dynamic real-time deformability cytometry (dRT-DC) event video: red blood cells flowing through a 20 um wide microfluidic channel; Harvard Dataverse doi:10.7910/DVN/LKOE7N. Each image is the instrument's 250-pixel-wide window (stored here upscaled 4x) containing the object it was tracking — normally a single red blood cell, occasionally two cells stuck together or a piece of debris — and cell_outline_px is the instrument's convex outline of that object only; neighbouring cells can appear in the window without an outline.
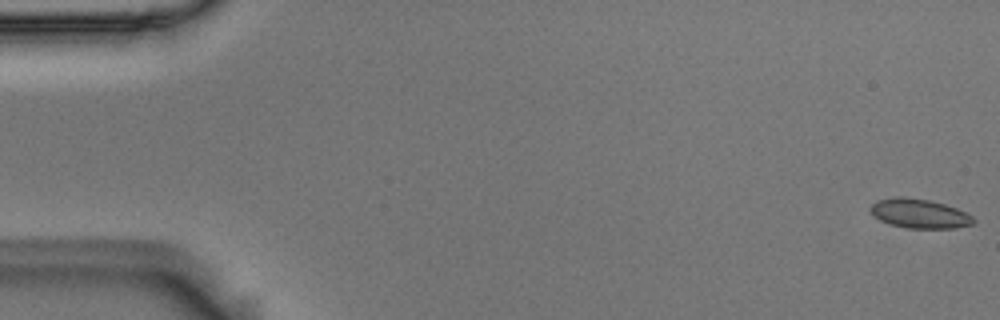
{"species": "Egyptian fruit bat (a non-hibernating species)", "species_latin": "Rousettus aegyptiacus", "temperature_condition": "room temperature", "stored_images_in_passage": 56, "camera_frame_rate_fps": 3000, "um_per_image_px": 0.085, "animal": {"sex": "male"}, "frame": {"image": 1, "passage_image": 1, "time_ms": 0.0, "image_size_px": [1000, 320], "cell_outline_px": [[976, 224], [956, 228], [908, 228], [888, 224], [880, 220], [872, 212], [872, 204], [876, 200], [896, 196], [900, 196], [928, 200], [944, 204], [956, 208], [972, 216], [976, 220]], "centroid_in_image_um": [78.19, 18.16], "position_along_channel_um": 6.8, "area_um2": 17.51}}
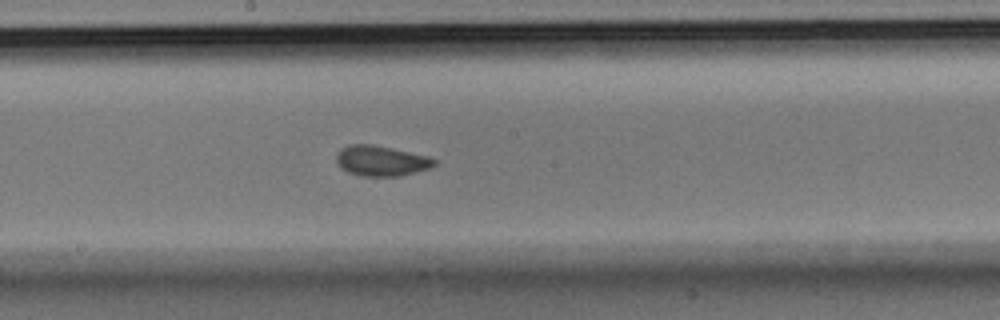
{"frame": {"image": 2, "passage_image": 30, "time_ms": 9.667, "image_size_px": [1000, 320], "cell_outline_px": [[436, 164], [432, 168], [400, 176], [360, 176], [348, 172], [336, 160], [336, 152], [340, 148], [348, 144], [372, 144], [392, 148], [428, 156], [436, 160]], "centroid_in_image_um": [32.41, 13.66], "position_along_channel_um": 215.8, "area_um2": 17.4}}
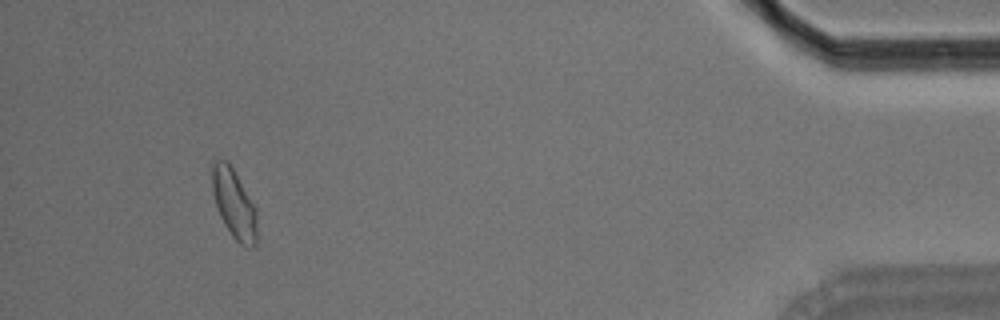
{"frame": {"image": 3, "passage_image": 52, "time_ms": 17.0, "image_size_px": [1000, 320], "cell_outline_px": [[256, 244], [252, 248], [248, 248], [240, 244], [232, 236], [224, 224], [220, 216], [212, 192], [212, 164], [216, 160], [228, 160], [256, 208]], "centroid_in_image_um": [19.89, 17.33], "position_along_channel_um": 415.3, "area_um2": 18.03}, "authors_computed_cell_mechanics": {"area_um2": 17.1377, "velocity_mm_per_s": 3.6304, "shape_relaxation_time_tau1_ms": 5.0582, "shape_relaxation_time_tau2_ms": 1.4688, "deformation_change_tau1": 0.081, "deformation_change_tau2": 0.0541}}